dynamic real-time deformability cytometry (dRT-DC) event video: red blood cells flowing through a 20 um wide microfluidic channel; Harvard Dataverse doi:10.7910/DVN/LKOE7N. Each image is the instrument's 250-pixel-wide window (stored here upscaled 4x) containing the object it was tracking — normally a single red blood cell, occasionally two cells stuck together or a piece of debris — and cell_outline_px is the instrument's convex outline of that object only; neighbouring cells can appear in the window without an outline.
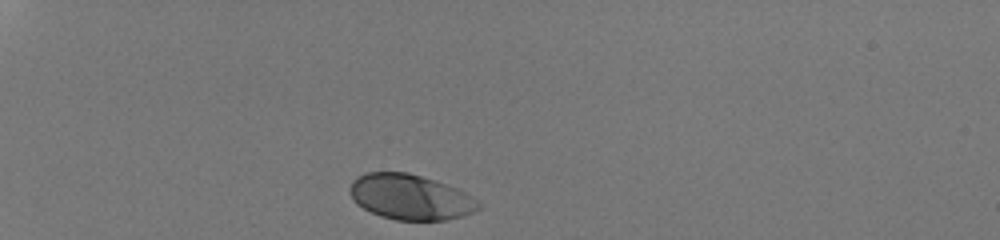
{"species": "human", "species_latin": "Homo sapiens", "temperature_condition": "room temperature", "stored_images_in_passage": 31, "camera_frame_rate_fps": 3000, "um_per_image_px": 0.085, "donor": {"sex": "male"}, "frame": {"image": 1, "passage_image": 1, "time_ms": 0.0, "image_size_px": [1000, 240], "cell_outline_px": [[484, 204], [480, 208], [472, 212], [460, 216], [444, 220], [396, 220], [380, 216], [356, 204], [352, 200], [348, 192], [348, 188], [352, 180], [356, 176], [368, 172], [408, 172], [456, 188], [480, 200]], "centroid_in_image_um": [34.84, 16.75], "position_along_channel_um": 50.2, "area_um2": 34.1}}
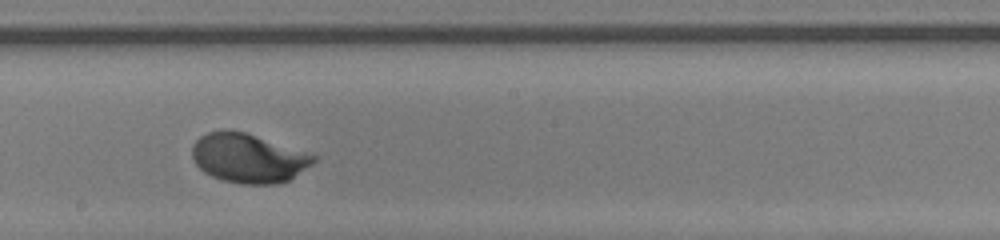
{"frame": {"image": 2, "passage_image": 18, "time_ms": 5.667, "image_size_px": [1000, 240], "cell_outline_px": [[316, 160], [312, 164], [288, 180], [276, 184], [240, 184], [224, 180], [212, 176], [204, 172], [196, 164], [192, 156], [192, 144], [200, 136], [208, 132], [224, 128], [228, 128], [244, 132], [316, 156]], "centroid_in_image_um": [21.04, 13.43], "position_along_channel_um": 227.2, "area_um2": 34.51}}
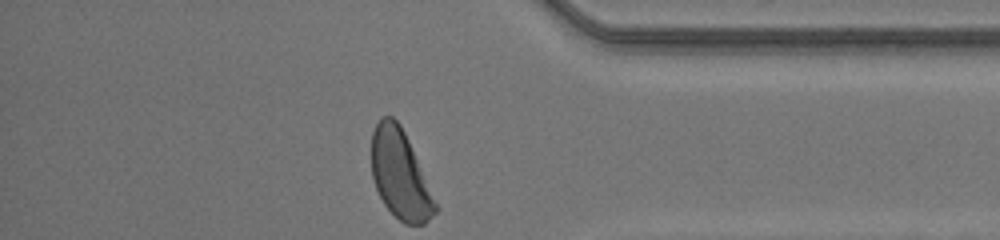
{"frame": {"image": 3, "passage_image": 31, "time_ms": 10.0, "image_size_px": [1000, 240], "cell_outline_px": [[440, 208], [424, 224], [404, 224], [384, 204], [376, 188], [372, 176], [372, 132], [380, 116], [392, 116], [400, 124], [408, 140]], "centroid_in_image_um": [34.02, 14.84], "position_along_channel_um": 401.2, "area_um2": 32.83}, "authors_computed_cell_mechanics": {"area_um2": 34.2754, "velocity_mm_per_s": 4.1903, "shape_relaxation_time_tau1_ms": 1.8374, "shape_relaxation_time_tau2_ms": null, "deformation_change_tau1": 0.1419, "deformation_change_tau2": null}}